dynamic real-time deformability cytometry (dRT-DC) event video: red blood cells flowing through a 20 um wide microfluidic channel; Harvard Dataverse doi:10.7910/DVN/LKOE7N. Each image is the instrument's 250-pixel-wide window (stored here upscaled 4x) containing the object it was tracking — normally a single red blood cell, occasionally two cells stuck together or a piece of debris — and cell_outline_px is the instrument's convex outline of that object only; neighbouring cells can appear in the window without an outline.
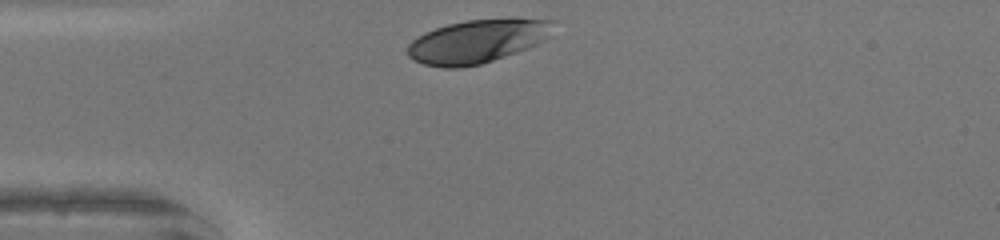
{"species": "human", "species_latin": "Homo sapiens", "temperature_condition": "warm", "stored_images_in_passage": 26, "camera_frame_rate_fps": 3000, "um_per_image_px": 0.085, "donor": {"sex": "female"}, "frame": {"image": 1, "passage_image": 1, "time_ms": 0.0, "image_size_px": [1000, 240], "cell_outline_px": [[556, 20], [548, 36], [544, 40], [536, 44], [516, 52], [480, 64], [460, 68], [444, 68], [424, 64], [412, 60], [408, 56], [408, 44], [412, 40], [424, 32], [448, 24], [464, 20]], "centroid_in_image_um": [40.49, 3.53], "position_along_channel_um": 44.5, "area_um2": 36.13}}
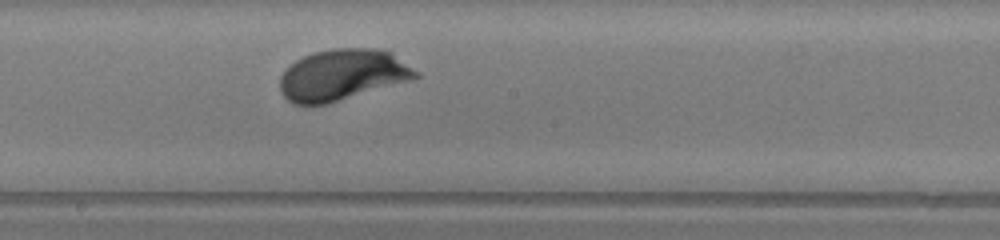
{"frame": {"image": 2, "passage_image": 15, "time_ms": 4.667, "image_size_px": [1000, 240], "cell_outline_px": [[420, 76], [412, 80], [328, 104], [292, 104], [280, 92], [280, 76], [296, 60], [312, 52], [332, 48], [372, 48], [392, 52], [420, 72]], "centroid_in_image_um": [29.14, 6.36], "position_along_channel_um": 219.1, "area_um2": 40.69}}
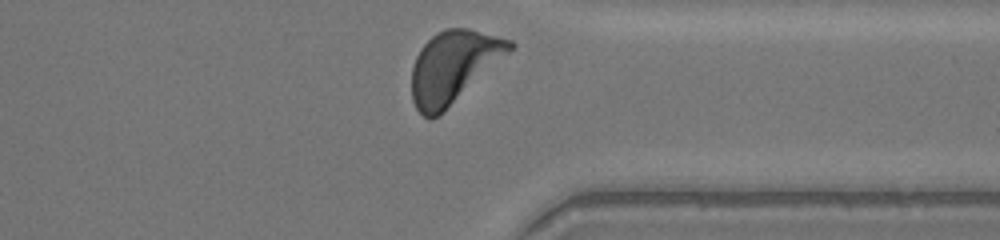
{"frame": {"image": 3, "passage_image": 26, "time_ms": 8.333, "image_size_px": [1000, 240], "cell_outline_px": [[516, 44], [508, 52], [444, 112], [428, 120], [416, 108], [412, 100], [412, 68], [416, 56], [420, 48], [436, 32], [444, 28], [468, 28], [512, 40]], "centroid_in_image_um": [38.5, 5.66], "position_along_channel_um": 372.9, "area_um2": 40.46}, "authors_computed_cell_mechanics": {"area_um2": 39.4485, "velocity_mm_per_s": 4.2482, "shape_relaxation_time_tau1_ms": 1.879, "shape_relaxation_time_tau2_ms": null, "deformation_change_tau1": 0.148, "deformation_change_tau2": null}}